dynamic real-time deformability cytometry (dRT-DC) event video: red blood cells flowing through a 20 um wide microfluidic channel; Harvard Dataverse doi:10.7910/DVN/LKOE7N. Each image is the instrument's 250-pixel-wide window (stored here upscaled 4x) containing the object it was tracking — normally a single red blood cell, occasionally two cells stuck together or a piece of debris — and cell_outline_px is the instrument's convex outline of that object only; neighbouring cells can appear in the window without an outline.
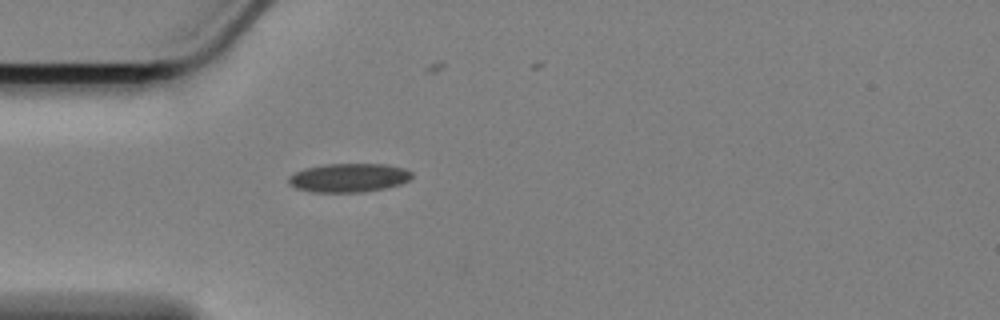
{"species": "Egyptian fruit bat (a non-hibernating species)", "species_latin": "Rousettus aegyptiacus", "temperature_condition": "cold", "stored_images_in_passage": 32, "camera_frame_rate_fps": 3000, "um_per_image_px": 0.085, "animal": {"sex": "female"}, "frame": {"image": 1, "passage_image": 1, "time_ms": 0.0, "image_size_px": [1000, 320], "cell_outline_px": [[412, 176], [408, 180], [400, 184], [384, 188], [364, 192], [312, 192], [296, 188], [288, 184], [288, 176], [304, 168], [328, 164], [388, 164], [404, 168], [412, 172]], "centroid_in_image_um": [29.63, 15.11], "position_along_channel_um": 55.4, "area_um2": 20.69}}
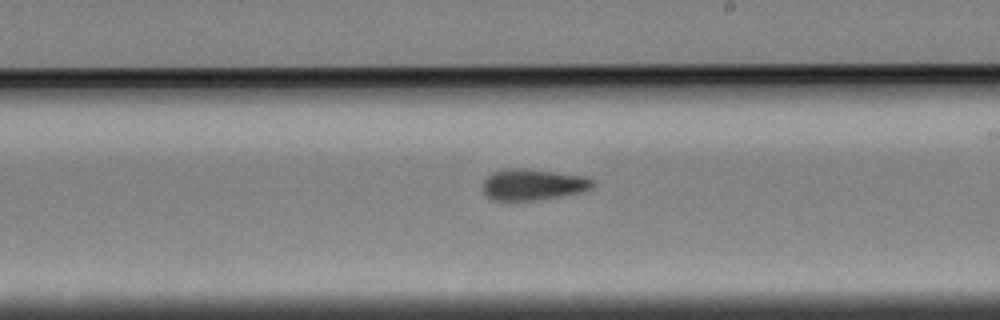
{"frame": {"image": 2, "passage_image": 18, "time_ms": 5.667, "image_size_px": [1000, 320], "cell_outline_px": [[592, 188], [584, 192], [540, 200], [492, 200], [484, 192], [484, 180], [492, 172], [504, 168], [524, 168], [556, 172], [584, 176], [592, 180]], "centroid_in_image_um": [45.31, 15.68], "position_along_channel_um": 243.7, "area_um2": 20.0}}
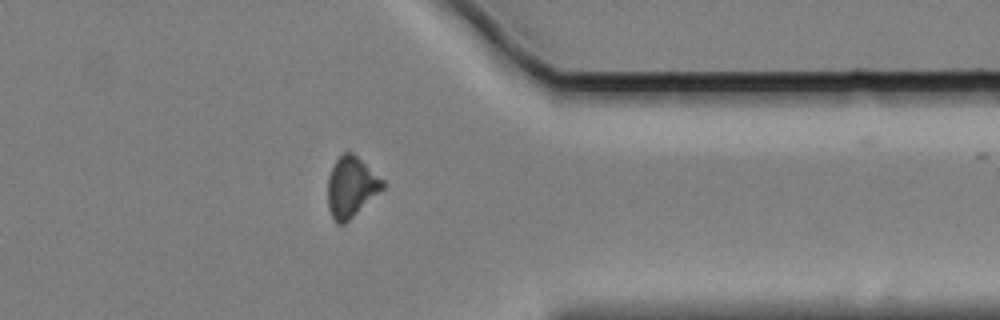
{"frame": {"image": 3, "passage_image": 31, "time_ms": 10.0, "image_size_px": [1000, 320], "cell_outline_px": [[384, 188], [344, 224], [336, 224], [328, 208], [328, 176], [336, 160], [344, 152], [352, 152], [384, 180]], "centroid_in_image_um": [29.84, 15.89], "position_along_channel_um": 381.6, "area_um2": 19.07}}